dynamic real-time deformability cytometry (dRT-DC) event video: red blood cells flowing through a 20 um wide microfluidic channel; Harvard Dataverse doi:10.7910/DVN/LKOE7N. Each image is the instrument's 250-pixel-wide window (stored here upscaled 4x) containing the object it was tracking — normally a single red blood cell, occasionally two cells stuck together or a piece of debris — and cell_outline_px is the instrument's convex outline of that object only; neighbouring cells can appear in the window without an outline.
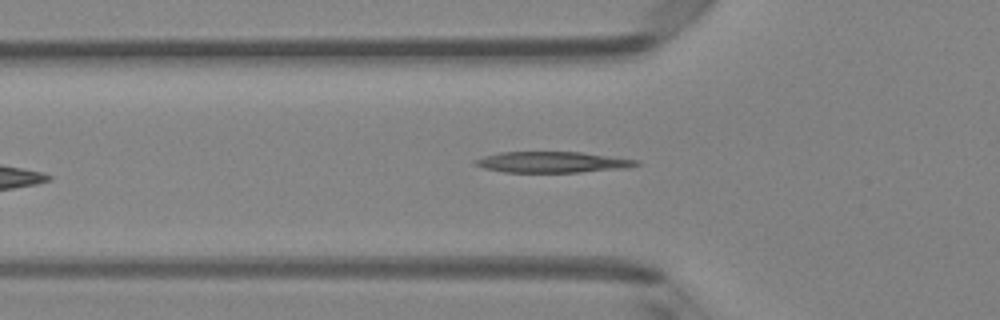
{"species": "Egyptian fruit bat (a non-hibernating species)", "species_latin": "Rousettus aegyptiacus", "temperature_condition": "room temperature", "stored_images_in_passage": 6, "camera_frame_rate_fps": 3000, "um_per_image_px": 0.085, "animal": {"sex": "female"}, "frame": {"image": 1, "passage_image": 6, "time_ms": 6.667, "image_size_px": [1000, 320], "cell_outline_px": [[640, 164], [628, 168], [580, 172], [504, 172], [484, 168], [472, 164], [472, 160], [484, 156], [500, 152], [580, 152], [640, 160]], "centroid_in_image_um": [46.94, 13.78], "position_along_channel_um": 78.9, "area_um2": 19.77}}